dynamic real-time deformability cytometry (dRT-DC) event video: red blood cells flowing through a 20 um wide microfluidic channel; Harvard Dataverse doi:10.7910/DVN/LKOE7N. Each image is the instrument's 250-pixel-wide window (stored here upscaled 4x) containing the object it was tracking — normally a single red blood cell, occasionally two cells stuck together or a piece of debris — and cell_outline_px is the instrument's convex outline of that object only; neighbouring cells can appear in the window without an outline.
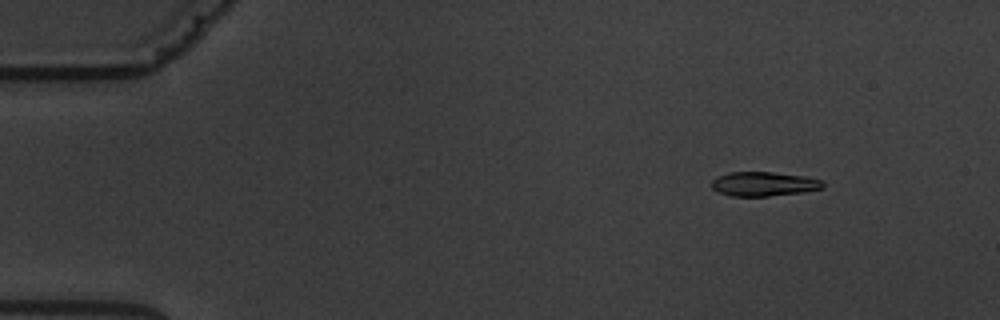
{"species": "common noctule bat (a hibernating species)", "species_latin": "Nyctalus noctula", "temperature_condition": "warm", "stored_images_in_passage": 5, "camera_frame_rate_fps": 3000, "um_per_image_px": 0.085, "animal": {"sex": "male", "body_mass_g": 19.5, "forearm_length_mm": 54.6}, "frame": {"image": 1, "passage_image": 2, "time_ms": 1.333, "image_size_px": [1000, 320], "cell_outline_px": [[824, 188], [800, 192], [768, 196], [732, 196], [720, 192], [712, 188], [712, 180], [716, 176], [728, 172], [772, 172], [804, 176], [820, 180], [824, 184]], "centroid_in_image_um": [64.89, 15.63], "position_along_channel_um": 20.1, "area_um2": 15.61}}